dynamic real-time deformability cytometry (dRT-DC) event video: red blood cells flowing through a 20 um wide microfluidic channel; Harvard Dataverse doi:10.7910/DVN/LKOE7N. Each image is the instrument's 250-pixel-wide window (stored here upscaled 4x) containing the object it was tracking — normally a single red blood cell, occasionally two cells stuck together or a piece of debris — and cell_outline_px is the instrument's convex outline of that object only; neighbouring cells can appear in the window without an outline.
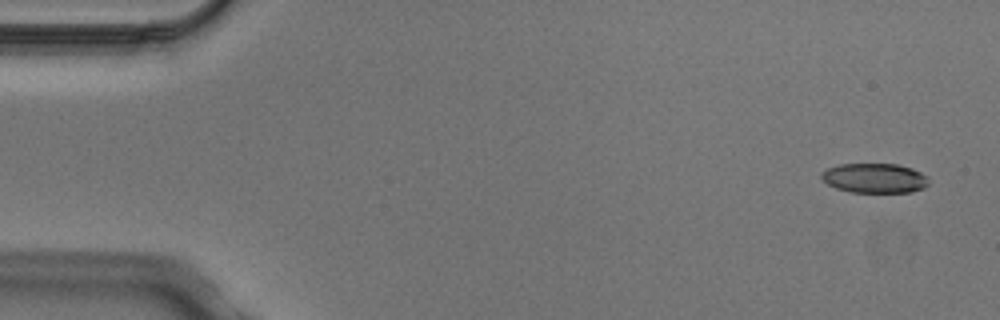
{"species": "Egyptian fruit bat (a non-hibernating species)", "species_latin": "Rousettus aegyptiacus", "temperature_condition": "cold", "stored_images_in_passage": 5, "segment_of_instrument_passage": [1, 2], "camera_frame_rate_fps": 3000, "um_per_image_px": 0.085, "animal": {"sex": "male"}, "frame": {"image": 1, "passage_image": 1, "time_ms": 0.0, "image_size_px": [1000, 320], "cell_outline_px": [[928, 184], [924, 188], [908, 192], [852, 192], [836, 188], [828, 184], [820, 176], [820, 172], [828, 168], [840, 164], [896, 164], [912, 168], [928, 176]], "centroid_in_image_um": [74.34, 15.13], "position_along_channel_um": 10.7, "area_um2": 18.5}}
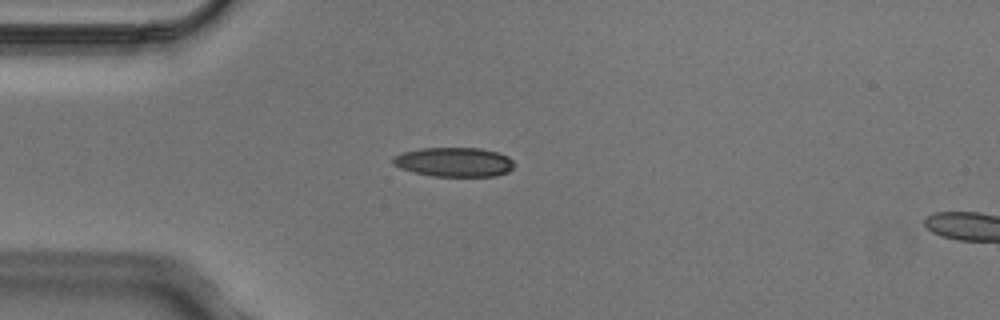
{"frame": {"image": 2, "passage_image": 4, "time_ms": 1.0, "image_size_px": [1000, 320], "cell_outline_px": [[512, 168], [508, 172], [496, 176], [432, 176], [400, 168], [392, 164], [392, 156], [404, 152], [424, 148], [480, 148], [496, 152], [508, 156], [512, 160]], "centroid_in_image_um": [38.58, 13.77], "position_along_channel_um": 46.4, "area_um2": 20.58}}